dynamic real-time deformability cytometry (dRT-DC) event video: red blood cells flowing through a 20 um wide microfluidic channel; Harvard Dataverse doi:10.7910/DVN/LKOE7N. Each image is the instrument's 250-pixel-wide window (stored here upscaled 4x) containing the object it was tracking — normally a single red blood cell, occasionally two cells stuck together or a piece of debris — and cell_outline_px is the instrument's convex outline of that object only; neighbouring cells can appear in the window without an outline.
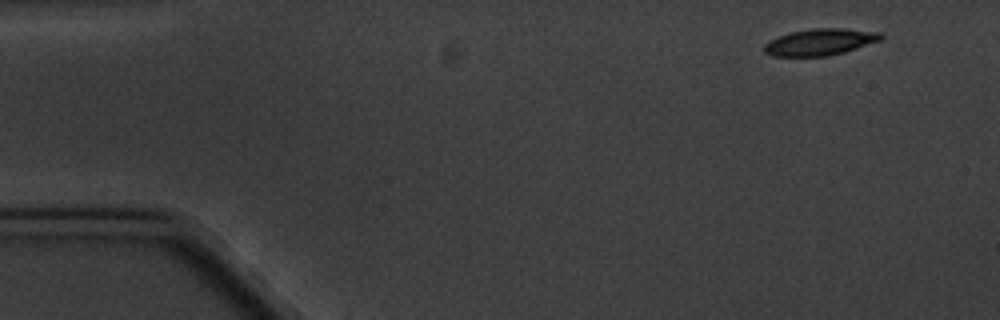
{"species": "common noctule bat (a hibernating species)", "species_latin": "Nyctalus noctula", "temperature_condition": "cold", "stored_images_in_passage": 4, "camera_frame_rate_fps": 3000, "um_per_image_px": 0.085, "animal": {"sex": "male", "body_mass_g": 20.1, "forearm_length_mm": 53.5}, "frame": {"image": 1, "passage_image": 1, "time_ms": 0.0, "image_size_px": [1000, 320], "cell_outline_px": [[884, 36], [880, 40], [844, 52], [828, 56], [772, 56], [764, 52], [764, 44], [768, 40], [792, 32], [816, 28], [840, 28], [880, 32]], "centroid_in_image_um": [69.69, 3.57], "position_along_channel_um": 15.3, "area_um2": 17.92}}